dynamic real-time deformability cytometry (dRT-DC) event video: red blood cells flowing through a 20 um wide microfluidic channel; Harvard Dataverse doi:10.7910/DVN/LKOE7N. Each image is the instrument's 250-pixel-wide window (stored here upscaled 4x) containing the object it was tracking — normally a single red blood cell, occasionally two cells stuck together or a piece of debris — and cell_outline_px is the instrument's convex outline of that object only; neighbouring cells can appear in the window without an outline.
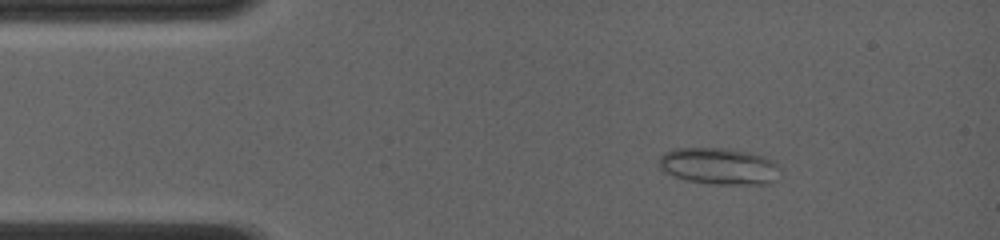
{"species": "common noctule bat (a hibernating species)", "species_latin": "Nyctalus noctula", "temperature_condition": "room temperature", "stored_images_in_passage": 61, "camera_frame_rate_fps": 4000, "um_per_image_px": 0.085, "animal": {"sex": "female", "body_mass_g": 19.0, "forearm_length_mm": 56.7}, "frame": {"image": 1, "passage_image": 9, "time_ms": 2.0, "image_size_px": [1000, 240], "cell_outline_px": [[780, 168], [772, 180], [768, 184], [712, 184], [688, 180], [664, 172], [660, 168], [660, 156], [664, 152], [672, 148], [724, 148], [748, 152], [764, 156], [780, 164]], "centroid_in_image_um": [61.1, 14.11], "position_along_channel_um": 23.9, "area_um2": 25.72}}
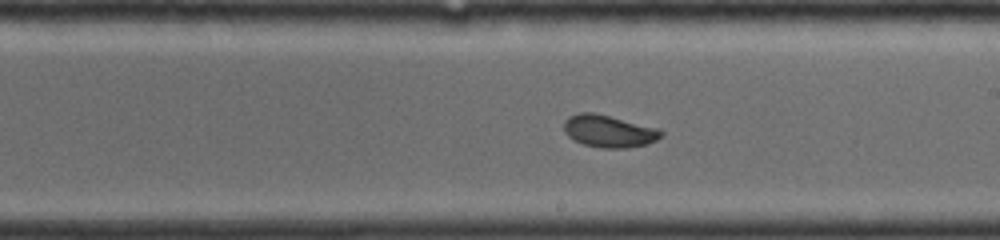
{"frame": {"image": 2, "passage_image": 35, "time_ms": 8.5, "image_size_px": [1000, 240], "cell_outline_px": [[664, 132], [656, 140], [648, 144], [628, 148], [600, 148], [584, 144], [572, 140], [564, 132], [564, 120], [568, 116], [580, 112], [592, 112], [660, 128]], "centroid_in_image_um": [51.74, 11.15], "position_along_channel_um": 237.3, "area_um2": 18.44}}
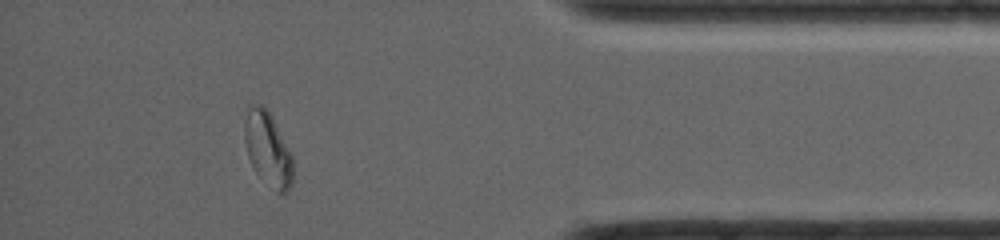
{"frame": {"image": 3, "passage_image": 54, "time_ms": 13.25, "image_size_px": [1000, 240], "cell_outline_px": [[292, 184], [288, 192], [276, 192], [252, 168], [248, 156], [244, 140], [244, 124], [248, 104], [260, 104], [272, 116], [292, 156]], "centroid_in_image_um": [22.74, 12.66], "position_along_channel_um": 412.5, "area_um2": 20.75}, "authors_computed_cell_mechanics": {"area_um2": 19.5364, "velocity_mm_per_s": 4.1455, "shape_relaxation_time_tau1_ms": 6.3826, "shape_relaxation_time_tau2_ms": null, "deformation_change_tau1": 0.1395, "deformation_change_tau2": null}}